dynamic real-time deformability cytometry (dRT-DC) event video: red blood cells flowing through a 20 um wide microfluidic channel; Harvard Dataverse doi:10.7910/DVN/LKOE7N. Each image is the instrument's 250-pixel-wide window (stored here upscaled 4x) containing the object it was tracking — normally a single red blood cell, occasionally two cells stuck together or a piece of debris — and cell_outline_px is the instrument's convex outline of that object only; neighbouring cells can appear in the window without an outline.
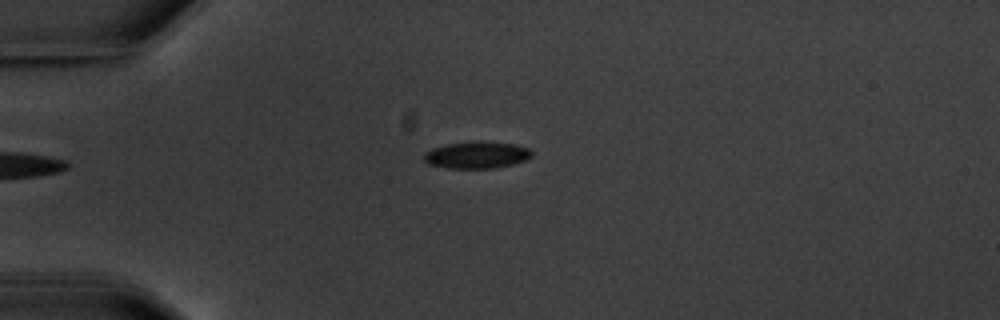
{"species": "common noctule bat (a hibernating species)", "species_latin": "Nyctalus noctula", "temperature_condition": "warm", "stored_images_in_passage": 5, "camera_frame_rate_fps": 3000, "um_per_image_px": 0.085, "animal": {"sex": "male", "body_mass_g": 20.1, "forearm_length_mm": 53.5}, "frame": {"image": 1, "passage_image": 5, "time_ms": 5.0, "image_size_px": [1000, 320], "cell_outline_px": [[532, 156], [528, 160], [496, 168], [448, 168], [428, 164], [424, 160], [424, 152], [432, 148], [448, 144], [476, 140], [480, 140], [512, 144], [528, 148], [532, 152]], "centroid_in_image_um": [40.52, 13.17], "position_along_channel_um": 44.5, "area_um2": 17.05}}